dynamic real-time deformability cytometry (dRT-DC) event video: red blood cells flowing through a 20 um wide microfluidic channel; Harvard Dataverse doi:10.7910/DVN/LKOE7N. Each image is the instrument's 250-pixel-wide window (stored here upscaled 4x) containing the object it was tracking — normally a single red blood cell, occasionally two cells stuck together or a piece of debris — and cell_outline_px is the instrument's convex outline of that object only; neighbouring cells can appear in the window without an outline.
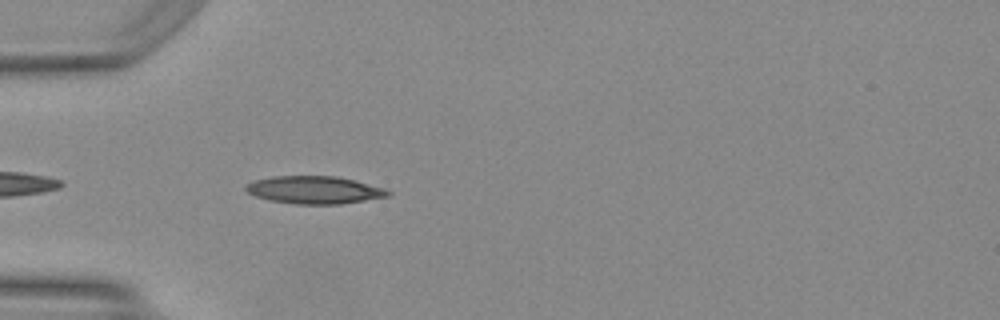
{"species": "Egyptian fruit bat (a non-hibernating species)", "species_latin": "Rousettus aegyptiacus", "temperature_condition": "warm", "stored_images_in_passage": 12, "camera_frame_rate_fps": 3000, "um_per_image_px": 0.085, "animal": {"sex": "female"}, "frame": {"image": 1, "passage_image": 3, "time_ms": 0.667, "image_size_px": [1000, 320], "cell_outline_px": [[392, 192], [388, 196], [340, 204], [296, 204], [272, 200], [256, 196], [248, 192], [244, 188], [248, 184], [256, 180], [272, 176], [336, 176], [384, 188]], "centroid_in_image_um": [26.72, 16.14], "position_along_channel_um": 58.3, "area_um2": 22.48}}